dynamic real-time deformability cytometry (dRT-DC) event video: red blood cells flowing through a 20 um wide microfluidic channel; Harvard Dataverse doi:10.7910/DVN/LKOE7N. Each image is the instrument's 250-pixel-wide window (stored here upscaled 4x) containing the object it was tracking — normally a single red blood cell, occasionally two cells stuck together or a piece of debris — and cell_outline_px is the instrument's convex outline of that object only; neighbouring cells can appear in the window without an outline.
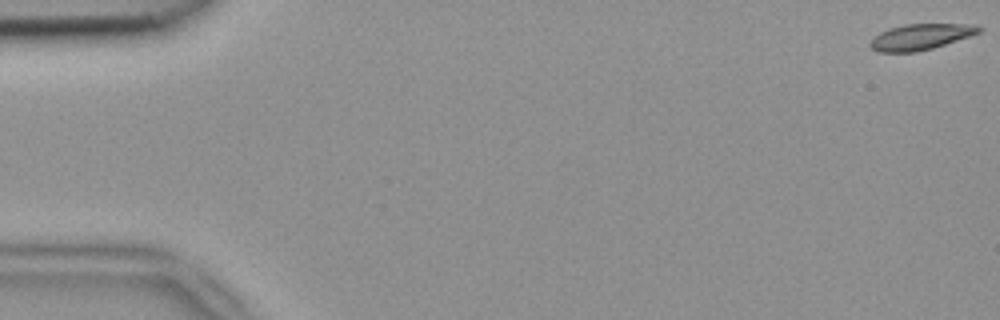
{"species": "common noctule bat (a hibernating species)", "species_latin": "Nyctalus noctula", "temperature_condition": "room temperature", "stored_images_in_passage": 7, "camera_frame_rate_fps": 3000, "um_per_image_px": 0.085, "animal": {"sex": "female", "body_mass_g": 18.4}, "frame": {"image": 1, "passage_image": 1, "time_ms": 0.0, "image_size_px": [1000, 320], "cell_outline_px": [[984, 28], [980, 32], [932, 48], [916, 52], [876, 52], [868, 44], [880, 32], [888, 28], [904, 24], [976, 24]], "centroid_in_image_um": [78.24, 3.12], "position_along_channel_um": 6.8, "area_um2": 16.3}}
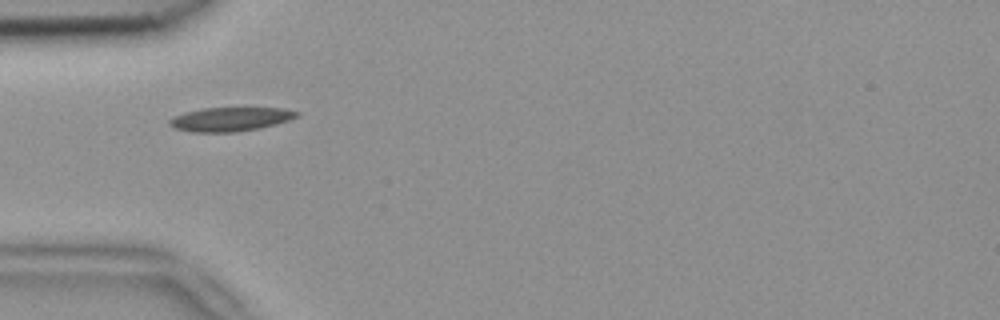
{"frame": {"image": 2, "passage_image": 5, "time_ms": 1.333, "image_size_px": [1000, 320], "cell_outline_px": [[300, 116], [276, 124], [260, 128], [236, 132], [192, 132], [176, 128], [168, 124], [168, 120], [184, 112], [204, 108], [284, 108], [300, 112]], "centroid_in_image_um": [19.61, 10.13], "position_along_channel_um": 65.4, "area_um2": 17.74}}